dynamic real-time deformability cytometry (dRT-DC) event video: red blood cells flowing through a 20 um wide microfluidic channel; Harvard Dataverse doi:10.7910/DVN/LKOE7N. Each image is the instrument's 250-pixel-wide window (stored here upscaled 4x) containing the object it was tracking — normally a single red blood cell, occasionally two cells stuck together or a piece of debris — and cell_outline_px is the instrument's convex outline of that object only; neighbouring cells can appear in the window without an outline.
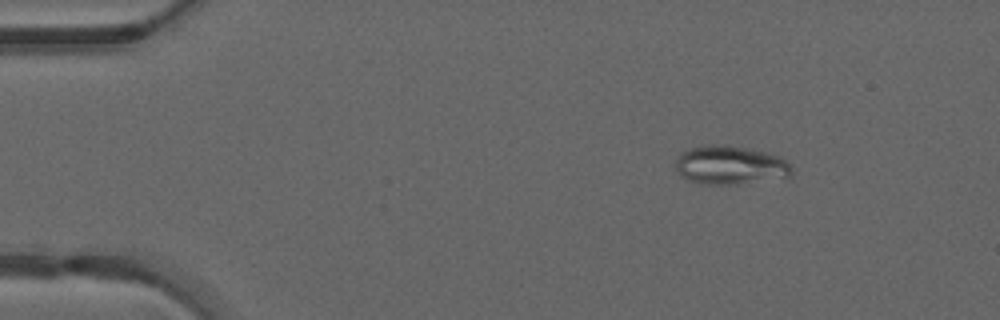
{"species": "common noctule bat (a hibernating species)", "species_latin": "Nyctalus noctula", "temperature_condition": "warm", "stored_images_in_passage": 49, "camera_frame_rate_fps": 3000, "um_per_image_px": 0.085, "animal": {"sex": "male", "forearm_length_mm": 52.5}, "frame": {"image": 1, "passage_image": 7, "time_ms": 2.0, "image_size_px": [1000, 320], "cell_outline_px": [[792, 176], [736, 184], [704, 184], [688, 180], [680, 176], [676, 168], [676, 160], [680, 152], [692, 148], [708, 144], [724, 144], [748, 148], [768, 152], [780, 156], [788, 160], [792, 168]], "centroid_in_image_um": [62.08, 14.02], "position_along_channel_um": 22.9, "area_um2": 26.41}}
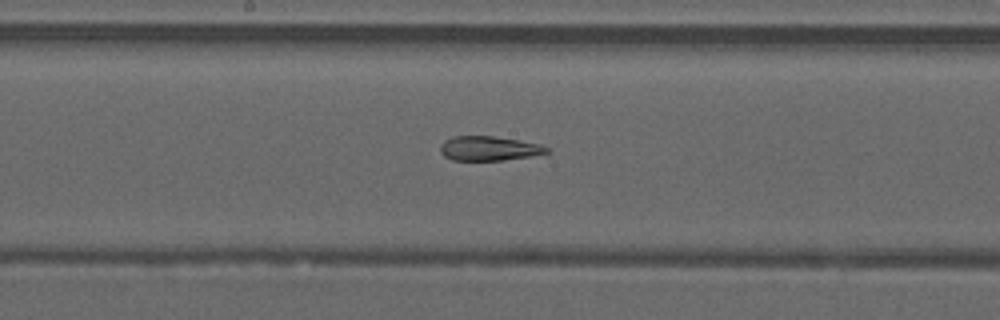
{"frame": {"image": 2, "passage_image": 26, "time_ms": 8.333, "image_size_px": [1000, 320], "cell_outline_px": [[548, 156], [504, 160], [452, 160], [444, 156], [440, 152], [440, 144], [444, 140], [452, 136], [492, 136], [520, 140], [540, 144], [548, 148]], "centroid_in_image_um": [41.64, 12.63], "position_along_channel_um": 206.6, "area_um2": 15.66}}
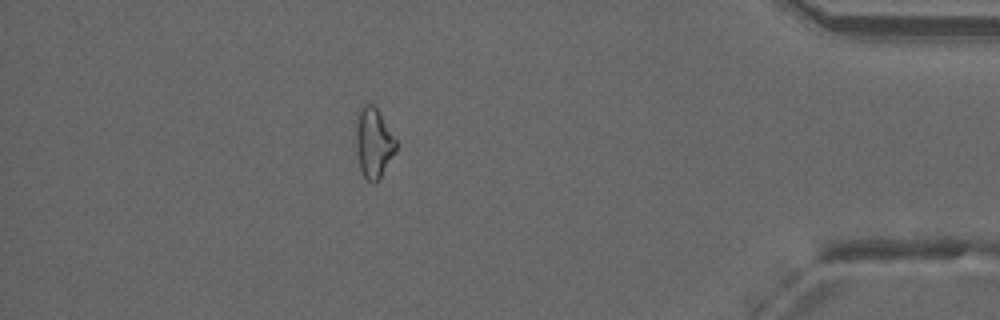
{"frame": {"image": 3, "passage_image": 43, "time_ms": 14.0, "image_size_px": [1000, 320], "cell_outline_px": [[396, 152], [376, 184], [372, 184], [364, 176], [360, 168], [356, 152], [356, 120], [360, 108], [364, 100], [372, 104], [376, 108], [396, 140]], "centroid_in_image_um": [31.74, 12.14], "position_along_channel_um": 403.5, "area_um2": 16.42}, "authors_computed_cell_mechanics": {"area_um2": 17.629, "velocity_mm_per_s": 4.2327, "shape_relaxation_time_tau1_ms": null, "shape_relaxation_time_tau2_ms": 4.1689, "deformation_change_tau1": null, "deformation_change_tau2": 0.1232}}